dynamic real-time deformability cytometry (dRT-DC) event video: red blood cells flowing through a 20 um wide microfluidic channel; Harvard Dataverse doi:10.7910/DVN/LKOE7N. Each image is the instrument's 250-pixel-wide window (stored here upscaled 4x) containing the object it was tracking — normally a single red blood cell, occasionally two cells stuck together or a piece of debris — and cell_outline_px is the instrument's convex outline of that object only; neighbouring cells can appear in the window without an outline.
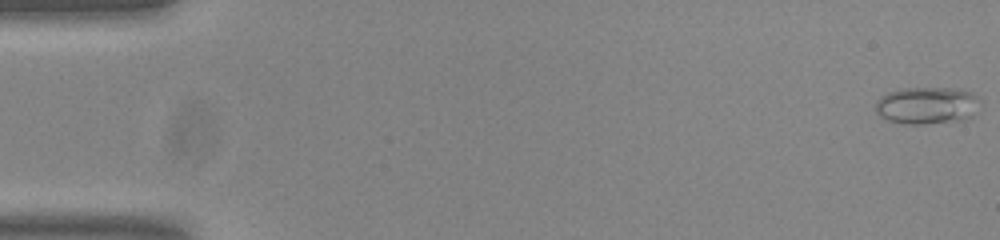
{"species": "common noctule bat (a hibernating species)", "species_latin": "Nyctalus noctula", "temperature_condition": "room temperature", "stored_images_in_passage": 54, "camera_frame_rate_fps": 3000, "um_per_image_px": 0.085, "animal": {"sex": "male", "body_mass_g": 20.0, "forearm_length_mm": 53.3}, "frame": {"image": 1, "passage_image": 1, "time_ms": 0.0, "image_size_px": [1000, 240], "cell_outline_px": [[984, 100], [972, 116], [964, 120], [924, 124], [904, 124], [888, 120], [880, 116], [876, 112], [876, 100], [880, 96], [888, 92], [904, 88], [960, 88], [972, 92], [980, 96]], "centroid_in_image_um": [78.86, 8.95], "position_along_channel_um": 6.1, "area_um2": 23.24}}
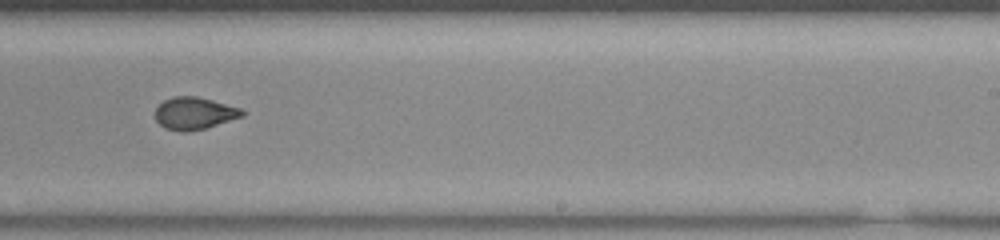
{"frame": {"image": 2, "passage_image": 34, "time_ms": 11.0, "image_size_px": [1000, 240], "cell_outline_px": [[244, 116], [204, 128], [188, 132], [184, 132], [164, 128], [156, 120], [156, 108], [164, 100], [172, 96], [196, 96], [212, 100], [240, 108], [244, 112]], "centroid_in_image_um": [16.5, 9.63], "position_along_channel_um": 272.5, "area_um2": 16.18}}
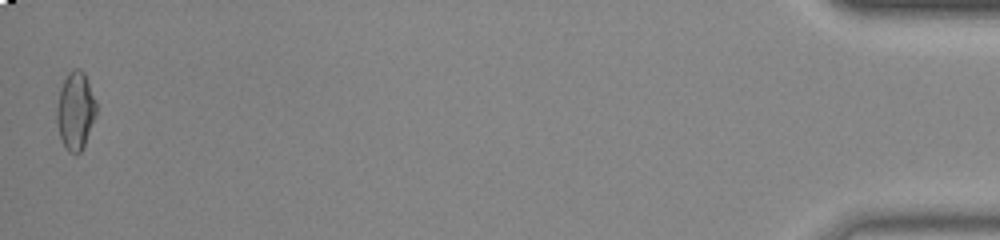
{"frame": {"image": 3, "passage_image": 54, "time_ms": 17.667, "image_size_px": [1000, 240], "cell_outline_px": [[96, 116], [84, 144], [80, 152], [68, 152], [64, 148], [60, 136], [56, 120], [56, 108], [60, 88], [68, 72], [72, 68], [80, 68], [84, 72], [96, 100]], "centroid_in_image_um": [6.4, 9.38], "position_along_channel_um": 428.8, "area_um2": 17.98}, "authors_computed_cell_mechanics": {"area_um2": 17.0221, "velocity_mm_per_s": 3.7788, "shape_relaxation_time_tau1_ms": null, "shape_relaxation_time_tau2_ms": 1.4397, "deformation_change_tau1": null, "deformation_change_tau2": 0.0574}}